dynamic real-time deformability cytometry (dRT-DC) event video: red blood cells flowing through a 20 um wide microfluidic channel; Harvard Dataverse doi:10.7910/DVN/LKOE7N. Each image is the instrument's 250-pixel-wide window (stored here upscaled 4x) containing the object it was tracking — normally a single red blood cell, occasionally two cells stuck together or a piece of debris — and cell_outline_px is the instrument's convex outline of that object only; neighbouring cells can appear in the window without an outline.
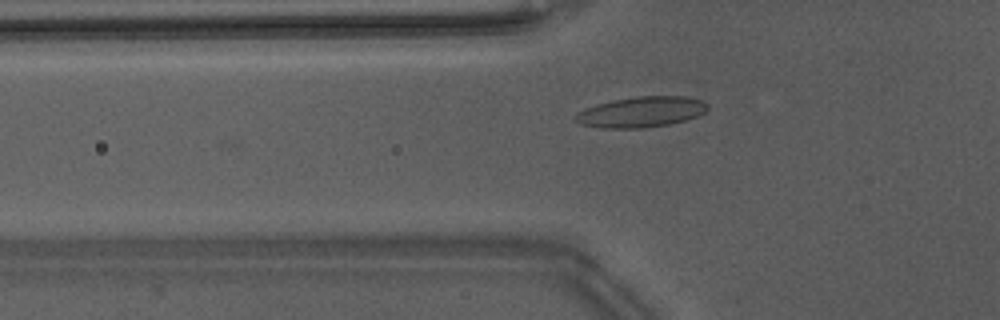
{"species": "Egyptian fruit bat (a non-hibernating species)", "species_latin": "Rousettus aegyptiacus", "temperature_condition": "warm", "stored_images_in_passage": 39, "camera_frame_rate_fps": 3000, "um_per_image_px": 0.085, "animal": {"sex": "male"}, "frame": {"image": 1, "passage_image": 7, "time_ms": 2.0, "image_size_px": [1000, 320], "cell_outline_px": [[708, 108], [704, 112], [696, 116], [684, 120], [668, 124], [644, 128], [600, 128], [580, 124], [572, 116], [576, 112], [596, 104], [612, 100], [640, 96], [684, 96], [700, 100], [708, 104]], "centroid_in_image_um": [54.45, 9.52], "position_along_channel_um": 71.3, "area_um2": 23.52}}
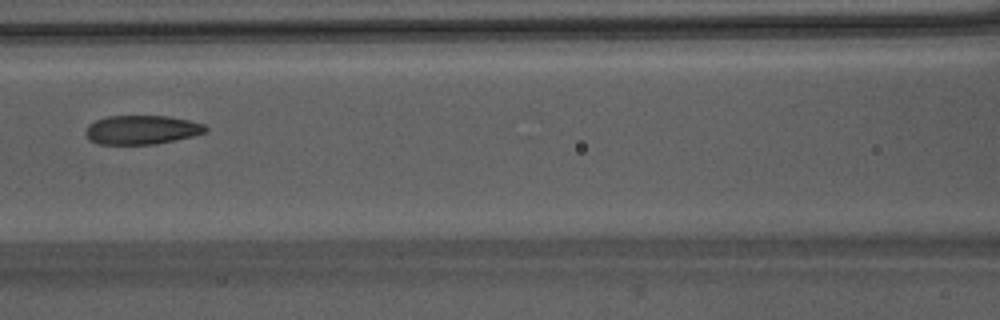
{"frame": {"image": 2, "passage_image": 13, "time_ms": 4.0, "image_size_px": [1000, 320], "cell_outline_px": [[208, 128], [204, 132], [192, 136], [156, 144], [100, 144], [92, 140], [84, 132], [88, 124], [96, 120], [108, 116], [168, 116], [188, 120], [204, 124]], "centroid_in_image_um": [12.04, 11.03], "position_along_channel_um": 154.6, "area_um2": 20.06}}
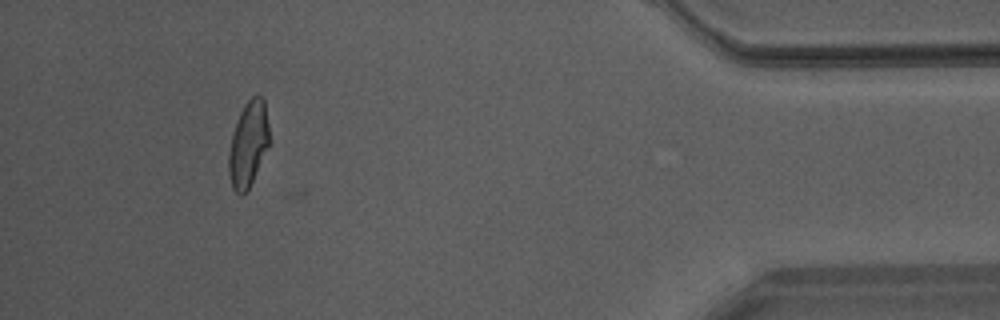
{"frame": {"image": 3, "passage_image": 35, "time_ms": 11.333, "image_size_px": [1000, 320], "cell_outline_px": [[268, 148], [248, 188], [240, 196], [232, 188], [228, 172], [228, 152], [232, 132], [236, 120], [244, 104], [256, 92], [264, 100], [268, 124]], "centroid_in_image_um": [21.07, 12.21], "position_along_channel_um": 414.1, "area_um2": 20.17}}